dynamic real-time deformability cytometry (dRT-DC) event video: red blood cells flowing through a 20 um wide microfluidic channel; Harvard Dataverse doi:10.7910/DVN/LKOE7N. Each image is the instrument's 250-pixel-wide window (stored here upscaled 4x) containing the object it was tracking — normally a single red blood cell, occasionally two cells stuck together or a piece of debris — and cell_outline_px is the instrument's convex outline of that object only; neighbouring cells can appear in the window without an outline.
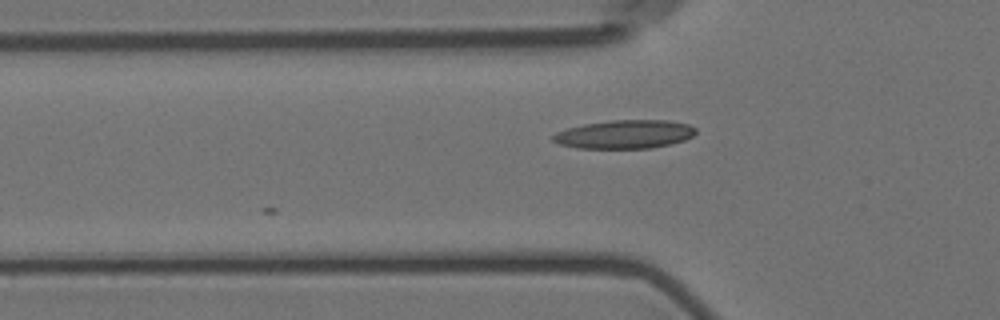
{"species": "Egyptian fruit bat (a non-hibernating species)", "species_latin": "Rousettus aegyptiacus", "temperature_condition": "room temperature", "stored_images_in_passage": 2, "camera_frame_rate_fps": 3000, "um_per_image_px": 0.085, "animal": {"sex": "female"}, "frame": {"image": 1, "passage_image": 2, "time_ms": 1.0, "image_size_px": [1000, 320], "cell_outline_px": [[696, 132], [692, 136], [684, 140], [672, 144], [652, 148], [576, 148], [560, 144], [552, 140], [552, 136], [556, 132], [568, 128], [584, 124], [612, 120], [668, 120], [688, 124], [696, 128]], "centroid_in_image_um": [53.11, 11.41], "position_along_channel_um": 72.7, "area_um2": 23.76}}